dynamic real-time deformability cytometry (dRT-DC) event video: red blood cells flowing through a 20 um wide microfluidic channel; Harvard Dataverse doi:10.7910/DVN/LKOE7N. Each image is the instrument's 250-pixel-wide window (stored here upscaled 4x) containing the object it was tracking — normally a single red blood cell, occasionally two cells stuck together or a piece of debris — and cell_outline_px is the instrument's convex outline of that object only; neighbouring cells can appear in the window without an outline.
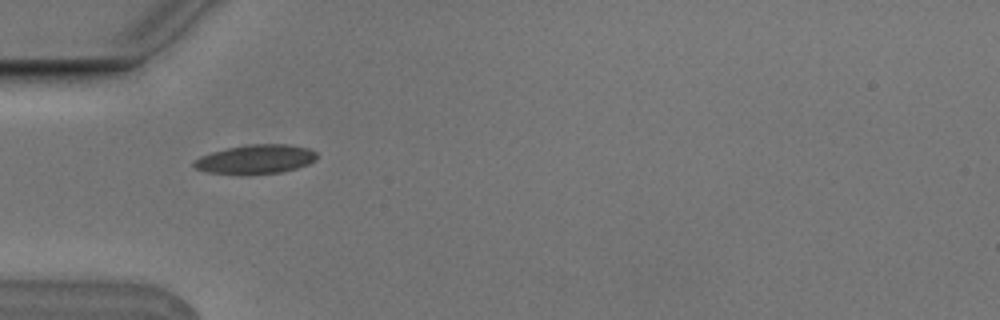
{"species": "Egyptian fruit bat (a non-hibernating species)", "species_latin": "Rousettus aegyptiacus", "temperature_condition": "cold", "stored_images_in_passage": 2, "camera_frame_rate_fps": 3000, "um_per_image_px": 0.085, "animal": {"sex": "male"}, "frame": {"image": 1, "passage_image": 1, "time_ms": 0.0, "image_size_px": [1000, 320], "cell_outline_px": [[316, 160], [308, 164], [296, 168], [280, 172], [208, 172], [196, 168], [192, 164], [200, 156], [212, 152], [228, 148], [252, 144], [284, 144], [308, 148], [316, 152]], "centroid_in_image_um": [21.77, 13.5], "position_along_channel_um": 63.2, "area_um2": 19.88}}